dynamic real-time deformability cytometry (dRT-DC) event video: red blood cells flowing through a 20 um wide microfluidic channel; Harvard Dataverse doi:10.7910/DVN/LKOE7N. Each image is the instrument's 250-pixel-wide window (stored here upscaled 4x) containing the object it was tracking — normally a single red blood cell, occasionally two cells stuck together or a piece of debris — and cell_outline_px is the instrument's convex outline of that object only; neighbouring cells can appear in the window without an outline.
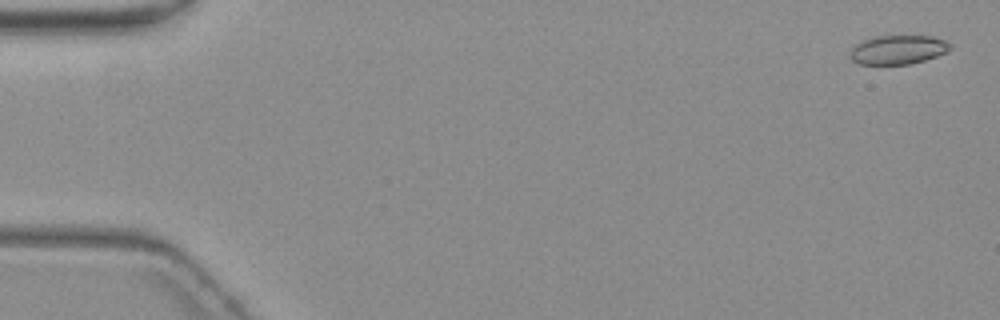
{"species": "common noctule bat (a hibernating species)", "species_latin": "Nyctalus noctula", "temperature_condition": "warm", "stored_images_in_passage": 6, "camera_frame_rate_fps": 3000, "um_per_image_px": 0.085, "animal": {"sex": "female", "body_mass_g": 19.3, "forearm_length_mm": 54.1}, "frame": {"image": 1, "passage_image": 1, "time_ms": 0.0, "image_size_px": [1000, 320], "cell_outline_px": [[952, 48], [936, 56], [912, 64], [860, 64], [852, 60], [848, 56], [848, 52], [856, 44], [872, 36], [932, 36], [944, 40], [952, 44]], "centroid_in_image_um": [76.3, 4.22], "position_along_channel_um": 8.7, "area_um2": 16.99}}
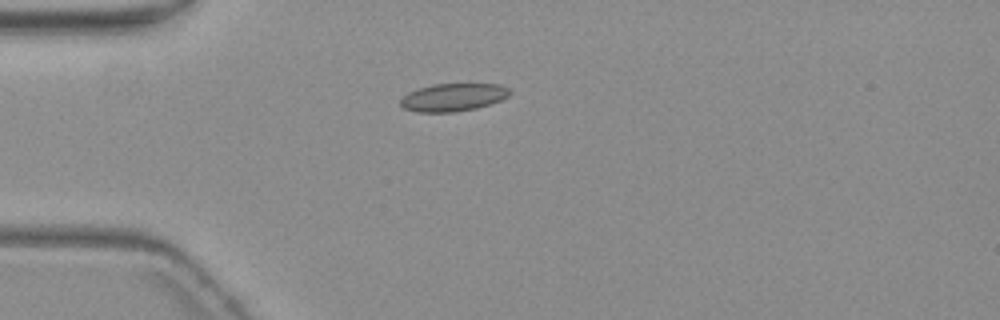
{"frame": {"image": 2, "passage_image": 5, "time_ms": 4.667, "image_size_px": [1000, 320], "cell_outline_px": [[512, 92], [508, 96], [500, 100], [476, 108], [452, 112], [416, 112], [404, 108], [400, 104], [400, 100], [408, 92], [432, 84], [500, 84], [508, 88]], "centroid_in_image_um": [38.51, 8.26], "position_along_channel_um": 46.5, "area_um2": 17.57}}